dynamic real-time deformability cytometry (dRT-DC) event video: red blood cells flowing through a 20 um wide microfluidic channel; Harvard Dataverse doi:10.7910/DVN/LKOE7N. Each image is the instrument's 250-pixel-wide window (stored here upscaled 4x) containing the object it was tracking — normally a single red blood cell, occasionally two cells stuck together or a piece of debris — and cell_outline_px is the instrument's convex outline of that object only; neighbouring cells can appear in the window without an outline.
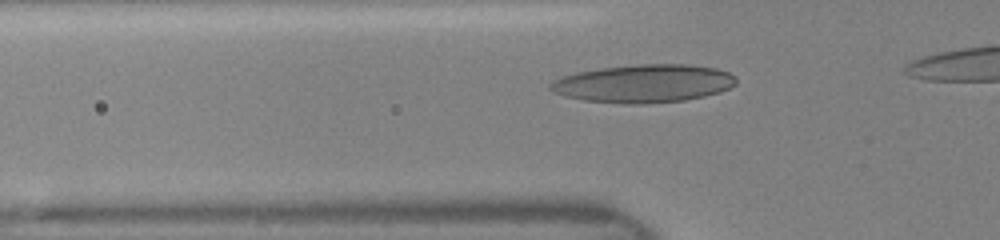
{"species": "human", "species_latin": "Homo sapiens", "temperature_condition": "room temperature", "stored_images_in_passage": 7, "camera_frame_rate_fps": 3000, "um_per_image_px": 0.085, "donor": {"sex": "female"}, "frame": {"image": 1, "passage_image": 6, "time_ms": 1.333, "image_size_px": [1000, 240], "cell_outline_px": [[736, 84], [720, 92], [704, 96], [684, 100], [644, 104], [628, 104], [584, 100], [564, 96], [552, 92], [548, 88], [548, 84], [552, 80], [560, 76], [576, 72], [600, 68], [640, 64], [688, 64], [716, 68], [728, 72], [736, 76]], "centroid_in_image_um": [54.67, 7.09], "position_along_channel_um": 71.1, "area_um2": 41.5}}